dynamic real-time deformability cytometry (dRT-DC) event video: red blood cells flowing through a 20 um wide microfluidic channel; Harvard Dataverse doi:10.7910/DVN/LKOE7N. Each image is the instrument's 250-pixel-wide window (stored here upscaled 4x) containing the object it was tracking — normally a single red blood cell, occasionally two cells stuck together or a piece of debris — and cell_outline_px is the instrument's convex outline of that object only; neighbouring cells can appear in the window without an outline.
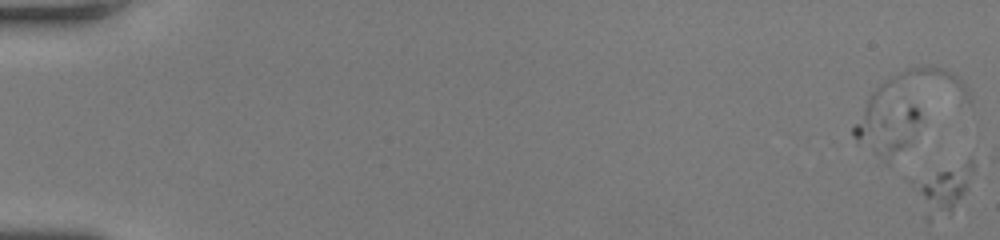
{"species": "human", "species_latin": "Homo sapiens", "temperature_condition": "room temperature", "stored_images_in_passage": 5, "camera_frame_rate_fps": 3000, "um_per_image_px": 0.085, "donor": {"sex": "female"}, "frame": {"image": 1, "passage_image": 5, "time_ms": 1.333, "image_size_px": [1000, 240], "cell_outline_px": [[980, 160], [968, 188], [952, 212], [928, 220], [924, 216], [904, 176], [972, 156]], "centroid_in_image_um": [80.08, 15.83], "position_along_channel_um": 4.9, "area_um2": 19.59}}